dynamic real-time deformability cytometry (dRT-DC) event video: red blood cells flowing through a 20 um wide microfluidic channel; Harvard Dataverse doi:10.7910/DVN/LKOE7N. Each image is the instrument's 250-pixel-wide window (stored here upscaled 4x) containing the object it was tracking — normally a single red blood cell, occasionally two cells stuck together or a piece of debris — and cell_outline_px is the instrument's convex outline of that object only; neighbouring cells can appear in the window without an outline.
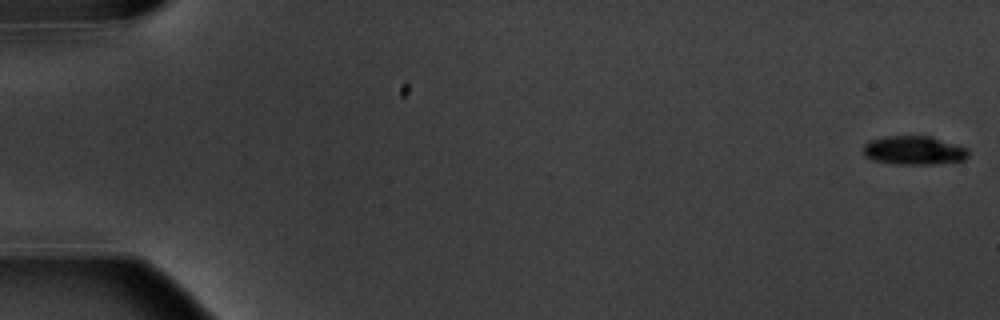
{"species": "common noctule bat (a hibernating species)", "species_latin": "Nyctalus noctula", "temperature_condition": "warm", "stored_images_in_passage": 7, "camera_frame_rate_fps": 3000, "um_per_image_px": 0.085, "animal": {"sex": "male", "body_mass_g": 20.1, "forearm_length_mm": 53.5}, "frame": {"image": 1, "passage_image": 1, "time_ms": 0.0, "image_size_px": [1000, 320], "cell_outline_px": [[968, 156], [964, 160], [936, 164], [896, 164], [872, 160], [864, 156], [864, 144], [872, 140], [884, 136], [932, 136], [968, 148]], "centroid_in_image_um": [77.7, 12.78], "position_along_channel_um": 7.3, "area_um2": 17.69}}
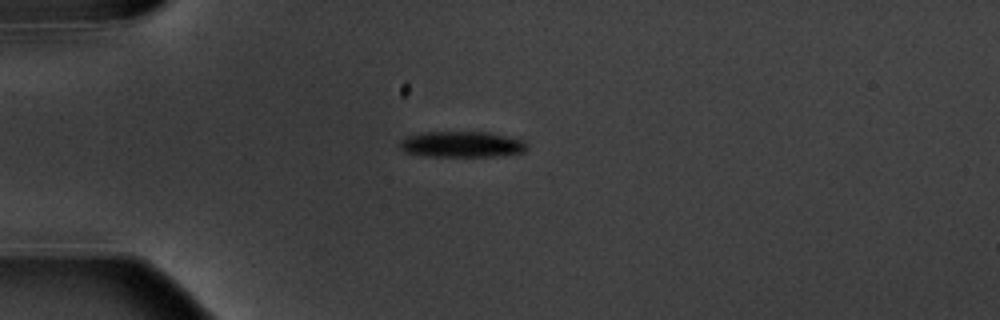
{"frame": {"image": 2, "passage_image": 5, "time_ms": 5.0, "image_size_px": [1000, 320], "cell_outline_px": [[528, 148], [524, 152], [504, 156], [424, 156], [404, 152], [396, 144], [400, 140], [408, 136], [420, 132], [488, 132], [524, 140], [528, 144]], "centroid_in_image_um": [39.24, 12.27], "position_along_channel_um": 45.8, "area_um2": 19.54}}